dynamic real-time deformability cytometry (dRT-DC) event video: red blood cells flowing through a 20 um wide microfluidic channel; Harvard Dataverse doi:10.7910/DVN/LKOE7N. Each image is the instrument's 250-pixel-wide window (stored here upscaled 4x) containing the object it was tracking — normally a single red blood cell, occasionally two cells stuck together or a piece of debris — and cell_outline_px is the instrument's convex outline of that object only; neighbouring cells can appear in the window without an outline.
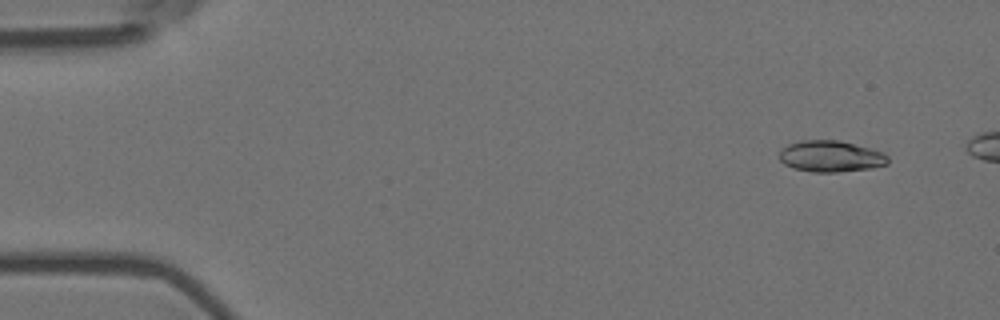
{"species": "Egyptian fruit bat (a non-hibernating species)", "species_latin": "Rousettus aegyptiacus", "temperature_condition": "room temperature", "stored_images_in_passage": 6, "camera_frame_rate_fps": 3000, "um_per_image_px": 0.085, "animal": {"sex": "female"}, "frame": {"image": 1, "passage_image": 2, "time_ms": 0.333, "image_size_px": [1000, 320], "cell_outline_px": [[888, 164], [872, 168], [836, 172], [812, 172], [792, 168], [784, 164], [780, 160], [780, 152], [788, 144], [800, 140], [840, 140], [884, 152], [888, 156]], "centroid_in_image_um": [70.62, 13.29], "position_along_channel_um": 14.4, "area_um2": 19.88}}